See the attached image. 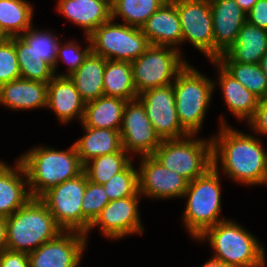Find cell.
Instances as JSON below:
<instances>
[{
    "instance_id": "1",
    "label": "cell",
    "mask_w": 267,
    "mask_h": 267,
    "mask_svg": "<svg viewBox=\"0 0 267 267\" xmlns=\"http://www.w3.org/2000/svg\"><path fill=\"white\" fill-rule=\"evenodd\" d=\"M220 124L218 137L211 138L213 166L219 167L218 163L221 162L225 175L237 183L247 186L264 184L267 151L260 139L228 126L224 117Z\"/></svg>"
},
{
    "instance_id": "2",
    "label": "cell",
    "mask_w": 267,
    "mask_h": 267,
    "mask_svg": "<svg viewBox=\"0 0 267 267\" xmlns=\"http://www.w3.org/2000/svg\"><path fill=\"white\" fill-rule=\"evenodd\" d=\"M18 160L25 169L28 190L33 198H40L50 188L84 172V165L74 144L64 151L43 146L35 147Z\"/></svg>"
},
{
    "instance_id": "3",
    "label": "cell",
    "mask_w": 267,
    "mask_h": 267,
    "mask_svg": "<svg viewBox=\"0 0 267 267\" xmlns=\"http://www.w3.org/2000/svg\"><path fill=\"white\" fill-rule=\"evenodd\" d=\"M63 230L40 198H31L6 218V249L29 254Z\"/></svg>"
},
{
    "instance_id": "4",
    "label": "cell",
    "mask_w": 267,
    "mask_h": 267,
    "mask_svg": "<svg viewBox=\"0 0 267 267\" xmlns=\"http://www.w3.org/2000/svg\"><path fill=\"white\" fill-rule=\"evenodd\" d=\"M198 240L208 239L213 258L231 267H265L264 247L242 225L224 220L206 229Z\"/></svg>"
},
{
    "instance_id": "5",
    "label": "cell",
    "mask_w": 267,
    "mask_h": 267,
    "mask_svg": "<svg viewBox=\"0 0 267 267\" xmlns=\"http://www.w3.org/2000/svg\"><path fill=\"white\" fill-rule=\"evenodd\" d=\"M218 166L211 167L205 174L189 182L185 198H188L183 214L184 225L194 239L218 222L221 212V189Z\"/></svg>"
},
{
    "instance_id": "6",
    "label": "cell",
    "mask_w": 267,
    "mask_h": 267,
    "mask_svg": "<svg viewBox=\"0 0 267 267\" xmlns=\"http://www.w3.org/2000/svg\"><path fill=\"white\" fill-rule=\"evenodd\" d=\"M215 83L189 63L177 74L173 82L176 111L182 128L189 135L201 130Z\"/></svg>"
},
{
    "instance_id": "7",
    "label": "cell",
    "mask_w": 267,
    "mask_h": 267,
    "mask_svg": "<svg viewBox=\"0 0 267 267\" xmlns=\"http://www.w3.org/2000/svg\"><path fill=\"white\" fill-rule=\"evenodd\" d=\"M193 137L195 135L162 140L152 156L191 182L213 167L212 140Z\"/></svg>"
},
{
    "instance_id": "8",
    "label": "cell",
    "mask_w": 267,
    "mask_h": 267,
    "mask_svg": "<svg viewBox=\"0 0 267 267\" xmlns=\"http://www.w3.org/2000/svg\"><path fill=\"white\" fill-rule=\"evenodd\" d=\"M113 21L111 18L89 35L92 53L107 60L133 62L150 43L141 28Z\"/></svg>"
},
{
    "instance_id": "9",
    "label": "cell",
    "mask_w": 267,
    "mask_h": 267,
    "mask_svg": "<svg viewBox=\"0 0 267 267\" xmlns=\"http://www.w3.org/2000/svg\"><path fill=\"white\" fill-rule=\"evenodd\" d=\"M180 53L169 46L150 45L139 58L131 62L137 94L172 84L177 74L188 64Z\"/></svg>"
},
{
    "instance_id": "10",
    "label": "cell",
    "mask_w": 267,
    "mask_h": 267,
    "mask_svg": "<svg viewBox=\"0 0 267 267\" xmlns=\"http://www.w3.org/2000/svg\"><path fill=\"white\" fill-rule=\"evenodd\" d=\"M86 185L87 175L83 172L73 179L50 188L40 197L63 231H77L84 234V215L81 205Z\"/></svg>"
},
{
    "instance_id": "11",
    "label": "cell",
    "mask_w": 267,
    "mask_h": 267,
    "mask_svg": "<svg viewBox=\"0 0 267 267\" xmlns=\"http://www.w3.org/2000/svg\"><path fill=\"white\" fill-rule=\"evenodd\" d=\"M181 23L182 43L192 46L214 60L213 20L209 0H175Z\"/></svg>"
},
{
    "instance_id": "12",
    "label": "cell",
    "mask_w": 267,
    "mask_h": 267,
    "mask_svg": "<svg viewBox=\"0 0 267 267\" xmlns=\"http://www.w3.org/2000/svg\"><path fill=\"white\" fill-rule=\"evenodd\" d=\"M137 99L145 107L147 117L162 140L179 139L189 135L178 118L173 83L145 90Z\"/></svg>"
},
{
    "instance_id": "13",
    "label": "cell",
    "mask_w": 267,
    "mask_h": 267,
    "mask_svg": "<svg viewBox=\"0 0 267 267\" xmlns=\"http://www.w3.org/2000/svg\"><path fill=\"white\" fill-rule=\"evenodd\" d=\"M120 134L122 147L129 154L152 155L162 142L138 99L125 104Z\"/></svg>"
},
{
    "instance_id": "14",
    "label": "cell",
    "mask_w": 267,
    "mask_h": 267,
    "mask_svg": "<svg viewBox=\"0 0 267 267\" xmlns=\"http://www.w3.org/2000/svg\"><path fill=\"white\" fill-rule=\"evenodd\" d=\"M139 194L155 199L183 198L189 181L164 167L152 155L140 156Z\"/></svg>"
},
{
    "instance_id": "15",
    "label": "cell",
    "mask_w": 267,
    "mask_h": 267,
    "mask_svg": "<svg viewBox=\"0 0 267 267\" xmlns=\"http://www.w3.org/2000/svg\"><path fill=\"white\" fill-rule=\"evenodd\" d=\"M86 235L77 231H63L55 239L30 252V267H80L85 251Z\"/></svg>"
},
{
    "instance_id": "16",
    "label": "cell",
    "mask_w": 267,
    "mask_h": 267,
    "mask_svg": "<svg viewBox=\"0 0 267 267\" xmlns=\"http://www.w3.org/2000/svg\"><path fill=\"white\" fill-rule=\"evenodd\" d=\"M139 197L129 196L110 201L90 225L88 233L93 227L99 226L103 235L111 239H121L127 235L142 234L143 226L139 213Z\"/></svg>"
},
{
    "instance_id": "17",
    "label": "cell",
    "mask_w": 267,
    "mask_h": 267,
    "mask_svg": "<svg viewBox=\"0 0 267 267\" xmlns=\"http://www.w3.org/2000/svg\"><path fill=\"white\" fill-rule=\"evenodd\" d=\"M214 35V60L237 40L239 29L247 21L246 13L235 0H209Z\"/></svg>"
},
{
    "instance_id": "18",
    "label": "cell",
    "mask_w": 267,
    "mask_h": 267,
    "mask_svg": "<svg viewBox=\"0 0 267 267\" xmlns=\"http://www.w3.org/2000/svg\"><path fill=\"white\" fill-rule=\"evenodd\" d=\"M141 30L150 45L169 46L180 51L182 30L175 0L165 2L149 17Z\"/></svg>"
},
{
    "instance_id": "19",
    "label": "cell",
    "mask_w": 267,
    "mask_h": 267,
    "mask_svg": "<svg viewBox=\"0 0 267 267\" xmlns=\"http://www.w3.org/2000/svg\"><path fill=\"white\" fill-rule=\"evenodd\" d=\"M26 179L24 180V178ZM27 175L22 163L17 159L16 166L0 162V217L7 218L23 207L31 198Z\"/></svg>"
},
{
    "instance_id": "20",
    "label": "cell",
    "mask_w": 267,
    "mask_h": 267,
    "mask_svg": "<svg viewBox=\"0 0 267 267\" xmlns=\"http://www.w3.org/2000/svg\"><path fill=\"white\" fill-rule=\"evenodd\" d=\"M267 52V30L245 22L239 29L236 42L216 61L218 63L259 64Z\"/></svg>"
},
{
    "instance_id": "21",
    "label": "cell",
    "mask_w": 267,
    "mask_h": 267,
    "mask_svg": "<svg viewBox=\"0 0 267 267\" xmlns=\"http://www.w3.org/2000/svg\"><path fill=\"white\" fill-rule=\"evenodd\" d=\"M85 104L69 77L54 76L48 82L46 108L54 111L62 124L76 117L82 121Z\"/></svg>"
},
{
    "instance_id": "22",
    "label": "cell",
    "mask_w": 267,
    "mask_h": 267,
    "mask_svg": "<svg viewBox=\"0 0 267 267\" xmlns=\"http://www.w3.org/2000/svg\"><path fill=\"white\" fill-rule=\"evenodd\" d=\"M56 7L88 36L112 18L111 0H58Z\"/></svg>"
},
{
    "instance_id": "23",
    "label": "cell",
    "mask_w": 267,
    "mask_h": 267,
    "mask_svg": "<svg viewBox=\"0 0 267 267\" xmlns=\"http://www.w3.org/2000/svg\"><path fill=\"white\" fill-rule=\"evenodd\" d=\"M48 83L18 78L0 86V104L15 110L46 108Z\"/></svg>"
},
{
    "instance_id": "24",
    "label": "cell",
    "mask_w": 267,
    "mask_h": 267,
    "mask_svg": "<svg viewBox=\"0 0 267 267\" xmlns=\"http://www.w3.org/2000/svg\"><path fill=\"white\" fill-rule=\"evenodd\" d=\"M211 62L219 71L218 82L228 109L239 120L244 119L248 122L255 113L259 98L231 76L216 60Z\"/></svg>"
},
{
    "instance_id": "25",
    "label": "cell",
    "mask_w": 267,
    "mask_h": 267,
    "mask_svg": "<svg viewBox=\"0 0 267 267\" xmlns=\"http://www.w3.org/2000/svg\"><path fill=\"white\" fill-rule=\"evenodd\" d=\"M126 100L105 96L85 104L82 126L120 131Z\"/></svg>"
},
{
    "instance_id": "26",
    "label": "cell",
    "mask_w": 267,
    "mask_h": 267,
    "mask_svg": "<svg viewBox=\"0 0 267 267\" xmlns=\"http://www.w3.org/2000/svg\"><path fill=\"white\" fill-rule=\"evenodd\" d=\"M85 135L74 143L77 155L83 165L101 155H109L122 147L120 131L84 127Z\"/></svg>"
},
{
    "instance_id": "27",
    "label": "cell",
    "mask_w": 267,
    "mask_h": 267,
    "mask_svg": "<svg viewBox=\"0 0 267 267\" xmlns=\"http://www.w3.org/2000/svg\"><path fill=\"white\" fill-rule=\"evenodd\" d=\"M106 62L107 59L91 52L84 63L68 76L85 103L104 95L103 77Z\"/></svg>"
},
{
    "instance_id": "28",
    "label": "cell",
    "mask_w": 267,
    "mask_h": 267,
    "mask_svg": "<svg viewBox=\"0 0 267 267\" xmlns=\"http://www.w3.org/2000/svg\"><path fill=\"white\" fill-rule=\"evenodd\" d=\"M103 92L105 96L118 97L126 101L137 99L131 62L107 60L103 77Z\"/></svg>"
},
{
    "instance_id": "29",
    "label": "cell",
    "mask_w": 267,
    "mask_h": 267,
    "mask_svg": "<svg viewBox=\"0 0 267 267\" xmlns=\"http://www.w3.org/2000/svg\"><path fill=\"white\" fill-rule=\"evenodd\" d=\"M33 6L26 0H0V27L10 38L20 36L32 24Z\"/></svg>"
},
{
    "instance_id": "30",
    "label": "cell",
    "mask_w": 267,
    "mask_h": 267,
    "mask_svg": "<svg viewBox=\"0 0 267 267\" xmlns=\"http://www.w3.org/2000/svg\"><path fill=\"white\" fill-rule=\"evenodd\" d=\"M168 0H111L112 19L121 17L124 24L142 28L149 17Z\"/></svg>"
},
{
    "instance_id": "31",
    "label": "cell",
    "mask_w": 267,
    "mask_h": 267,
    "mask_svg": "<svg viewBox=\"0 0 267 267\" xmlns=\"http://www.w3.org/2000/svg\"><path fill=\"white\" fill-rule=\"evenodd\" d=\"M15 49L21 78L48 83L55 76L54 69L40 59L20 36H15Z\"/></svg>"
},
{
    "instance_id": "32",
    "label": "cell",
    "mask_w": 267,
    "mask_h": 267,
    "mask_svg": "<svg viewBox=\"0 0 267 267\" xmlns=\"http://www.w3.org/2000/svg\"><path fill=\"white\" fill-rule=\"evenodd\" d=\"M132 159L125 150H119L113 154L101 155L84 165V172L89 181L103 185L108 180L123 171Z\"/></svg>"
},
{
    "instance_id": "33",
    "label": "cell",
    "mask_w": 267,
    "mask_h": 267,
    "mask_svg": "<svg viewBox=\"0 0 267 267\" xmlns=\"http://www.w3.org/2000/svg\"><path fill=\"white\" fill-rule=\"evenodd\" d=\"M231 76L259 99L267 96V78L259 64L219 63Z\"/></svg>"
},
{
    "instance_id": "34",
    "label": "cell",
    "mask_w": 267,
    "mask_h": 267,
    "mask_svg": "<svg viewBox=\"0 0 267 267\" xmlns=\"http://www.w3.org/2000/svg\"><path fill=\"white\" fill-rule=\"evenodd\" d=\"M20 37L32 48L44 62L53 69L57 62L58 47L61 43L56 35L49 30H36L33 26L20 35Z\"/></svg>"
},
{
    "instance_id": "35",
    "label": "cell",
    "mask_w": 267,
    "mask_h": 267,
    "mask_svg": "<svg viewBox=\"0 0 267 267\" xmlns=\"http://www.w3.org/2000/svg\"><path fill=\"white\" fill-rule=\"evenodd\" d=\"M137 170L131 162L123 171L112 176L102 185L109 201L140 196Z\"/></svg>"
},
{
    "instance_id": "36",
    "label": "cell",
    "mask_w": 267,
    "mask_h": 267,
    "mask_svg": "<svg viewBox=\"0 0 267 267\" xmlns=\"http://www.w3.org/2000/svg\"><path fill=\"white\" fill-rule=\"evenodd\" d=\"M109 202L104 187L89 181L87 178L86 190L81 205L84 215V234L89 231L90 225Z\"/></svg>"
},
{
    "instance_id": "37",
    "label": "cell",
    "mask_w": 267,
    "mask_h": 267,
    "mask_svg": "<svg viewBox=\"0 0 267 267\" xmlns=\"http://www.w3.org/2000/svg\"><path fill=\"white\" fill-rule=\"evenodd\" d=\"M15 36L0 41V86L20 78Z\"/></svg>"
},
{
    "instance_id": "38",
    "label": "cell",
    "mask_w": 267,
    "mask_h": 267,
    "mask_svg": "<svg viewBox=\"0 0 267 267\" xmlns=\"http://www.w3.org/2000/svg\"><path fill=\"white\" fill-rule=\"evenodd\" d=\"M87 39V42L89 46H87L85 49L81 50L80 45L75 42L74 40L71 42H67L64 46H62V43L59 44L58 47V53H57V59H56V66L54 67V74L55 76H61V77H68L72 73H74L85 61V59L88 57V55L92 52L91 50V43L89 40V36L86 35L85 37ZM63 60L65 63L68 64L67 73L64 74H57L56 68L58 65V61Z\"/></svg>"
},
{
    "instance_id": "39",
    "label": "cell",
    "mask_w": 267,
    "mask_h": 267,
    "mask_svg": "<svg viewBox=\"0 0 267 267\" xmlns=\"http://www.w3.org/2000/svg\"><path fill=\"white\" fill-rule=\"evenodd\" d=\"M248 125L256 133L267 135V96L259 99L258 106Z\"/></svg>"
},
{
    "instance_id": "40",
    "label": "cell",
    "mask_w": 267,
    "mask_h": 267,
    "mask_svg": "<svg viewBox=\"0 0 267 267\" xmlns=\"http://www.w3.org/2000/svg\"><path fill=\"white\" fill-rule=\"evenodd\" d=\"M246 15L247 22L267 30V0H258Z\"/></svg>"
},
{
    "instance_id": "41",
    "label": "cell",
    "mask_w": 267,
    "mask_h": 267,
    "mask_svg": "<svg viewBox=\"0 0 267 267\" xmlns=\"http://www.w3.org/2000/svg\"><path fill=\"white\" fill-rule=\"evenodd\" d=\"M0 267H30L28 254L3 250L0 253Z\"/></svg>"
},
{
    "instance_id": "42",
    "label": "cell",
    "mask_w": 267,
    "mask_h": 267,
    "mask_svg": "<svg viewBox=\"0 0 267 267\" xmlns=\"http://www.w3.org/2000/svg\"><path fill=\"white\" fill-rule=\"evenodd\" d=\"M7 235H6V218L0 217V253L6 250Z\"/></svg>"
},
{
    "instance_id": "43",
    "label": "cell",
    "mask_w": 267,
    "mask_h": 267,
    "mask_svg": "<svg viewBox=\"0 0 267 267\" xmlns=\"http://www.w3.org/2000/svg\"><path fill=\"white\" fill-rule=\"evenodd\" d=\"M258 0H235L240 8L247 14Z\"/></svg>"
},
{
    "instance_id": "44",
    "label": "cell",
    "mask_w": 267,
    "mask_h": 267,
    "mask_svg": "<svg viewBox=\"0 0 267 267\" xmlns=\"http://www.w3.org/2000/svg\"><path fill=\"white\" fill-rule=\"evenodd\" d=\"M201 267H231L225 264L222 261H219L213 257H211L207 262H205Z\"/></svg>"
},
{
    "instance_id": "45",
    "label": "cell",
    "mask_w": 267,
    "mask_h": 267,
    "mask_svg": "<svg viewBox=\"0 0 267 267\" xmlns=\"http://www.w3.org/2000/svg\"><path fill=\"white\" fill-rule=\"evenodd\" d=\"M259 65L261 66V69L263 70L267 78V52L262 56Z\"/></svg>"
},
{
    "instance_id": "46",
    "label": "cell",
    "mask_w": 267,
    "mask_h": 267,
    "mask_svg": "<svg viewBox=\"0 0 267 267\" xmlns=\"http://www.w3.org/2000/svg\"><path fill=\"white\" fill-rule=\"evenodd\" d=\"M7 38L9 37L1 30V27H0V41H3Z\"/></svg>"
},
{
    "instance_id": "47",
    "label": "cell",
    "mask_w": 267,
    "mask_h": 267,
    "mask_svg": "<svg viewBox=\"0 0 267 267\" xmlns=\"http://www.w3.org/2000/svg\"><path fill=\"white\" fill-rule=\"evenodd\" d=\"M266 184H267V176H266V179H265L264 185H266Z\"/></svg>"
}]
</instances>
